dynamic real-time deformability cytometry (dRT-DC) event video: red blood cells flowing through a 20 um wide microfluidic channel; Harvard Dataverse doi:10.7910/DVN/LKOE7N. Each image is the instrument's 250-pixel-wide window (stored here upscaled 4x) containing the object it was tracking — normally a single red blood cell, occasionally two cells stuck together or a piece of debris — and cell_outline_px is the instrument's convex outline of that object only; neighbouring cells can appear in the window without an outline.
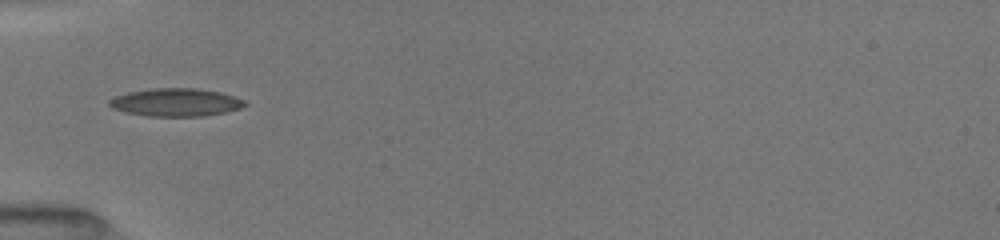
{"species": "common noctule bat (a hibernating species)", "species_latin": "Nyctalus noctula", "temperature_condition": "room temperature", "stored_images_in_passage": 37, "camera_frame_rate_fps": 3000, "um_per_image_px": 0.085, "animal": {"sex": "female", "body_mass_g": 19.5, "forearm_length_mm": 54.1}, "frame": {"image": 1, "passage_image": 1, "time_ms": 0.0, "image_size_px": [1000, 240], "cell_outline_px": [[248, 104], [240, 108], [224, 112], [204, 116], [148, 116], [124, 112], [112, 108], [108, 104], [108, 100], [116, 96], [128, 92], [148, 88], [196, 88], [220, 92], [244, 100]], "centroid_in_image_um": [14.91, 8.69], "position_along_channel_um": 70.1, "area_um2": 22.08}}
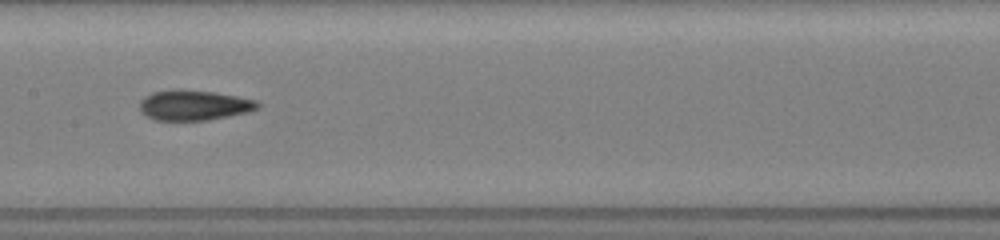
{"frame": {"image": 2, "passage_image": 16, "time_ms": 3.0, "image_size_px": [1000, 240], "cell_outline_px": [[260, 108], [248, 112], [208, 120], [152, 120], [140, 112], [140, 100], [144, 96], [152, 92], [172, 88], [176, 88], [216, 92], [256, 100], [260, 104]], "centroid_in_image_um": [16.45, 8.93], "position_along_channel_um": 190.9, "area_um2": 21.15}}
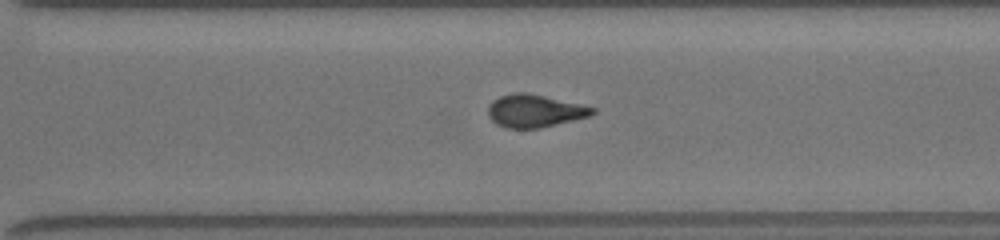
{"frame": {"image": 3, "passage_image": 32, "time_ms": 6.333, "image_size_px": [1000, 240], "cell_outline_px": [[596, 112], [592, 116], [540, 128], [504, 128], [496, 124], [488, 116], [488, 104], [492, 100], [500, 96], [512, 92], [524, 92], [544, 96], [596, 108]], "centroid_in_image_um": [45.42, 9.43], "position_along_channel_um": 325.2, "area_um2": 20.0}}